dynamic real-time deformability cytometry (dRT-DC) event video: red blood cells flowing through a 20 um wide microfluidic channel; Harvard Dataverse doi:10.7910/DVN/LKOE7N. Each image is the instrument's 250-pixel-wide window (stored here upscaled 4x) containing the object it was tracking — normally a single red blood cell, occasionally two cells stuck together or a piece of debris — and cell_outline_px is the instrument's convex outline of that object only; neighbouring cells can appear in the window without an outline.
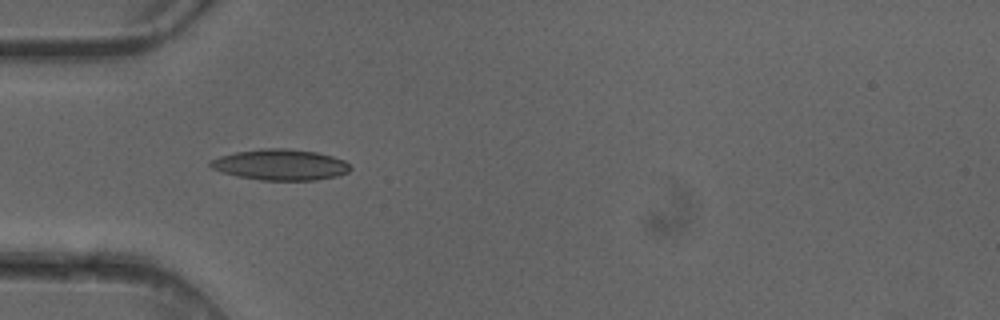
{"species": "common noctule bat (a hibernating species)", "species_latin": "Nyctalus noctula", "temperature_condition": "cold", "stored_images_in_passage": 6, "camera_frame_rate_fps": 3000, "um_per_image_px": 0.085, "animal": {"sex": "female"}, "frame": {"image": 1, "passage_image": 4, "time_ms": 1.0, "image_size_px": [1000, 320], "cell_outline_px": [[352, 168], [348, 172], [336, 176], [316, 180], [260, 180], [236, 176], [212, 168], [208, 164], [208, 160], [220, 156], [236, 152], [260, 148], [288, 148], [316, 152], [332, 156], [344, 160]], "centroid_in_image_um": [23.82, 13.99], "position_along_channel_um": 61.2, "area_um2": 25.26}}
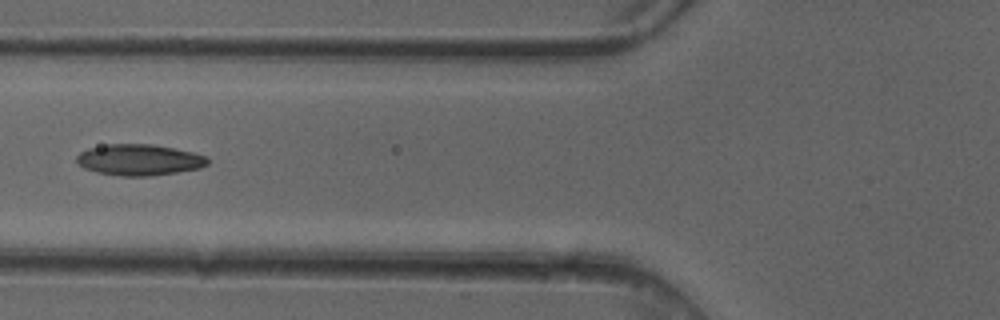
{"frame": {"image": 2, "passage_image": 5, "time_ms": 1.333, "image_size_px": [1000, 320], "cell_outline_px": [[208, 164], [200, 168], [152, 176], [120, 176], [96, 172], [84, 168], [76, 164], [76, 156], [80, 152], [88, 148], [108, 144], [152, 144], [192, 152], [208, 156]], "centroid_in_image_um": [11.8, 13.59], "position_along_channel_um": 114.0, "area_um2": 23.87}}
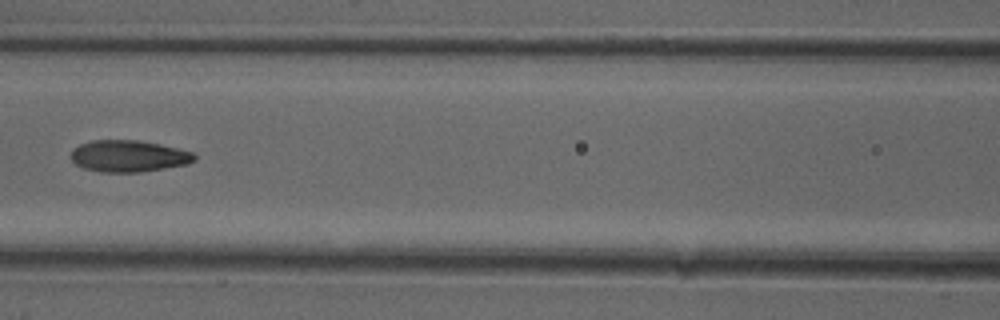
{"frame": {"image": 3, "passage_image": 6, "time_ms": 1.667, "image_size_px": [1000, 320], "cell_outline_px": [[196, 160], [188, 164], [140, 172], [100, 172], [84, 168], [76, 164], [72, 160], [72, 148], [80, 144], [92, 140], [136, 140], [160, 144], [192, 152], [196, 156]], "centroid_in_image_um": [10.93, 13.27], "position_along_channel_um": 155.7, "area_um2": 22.72}}